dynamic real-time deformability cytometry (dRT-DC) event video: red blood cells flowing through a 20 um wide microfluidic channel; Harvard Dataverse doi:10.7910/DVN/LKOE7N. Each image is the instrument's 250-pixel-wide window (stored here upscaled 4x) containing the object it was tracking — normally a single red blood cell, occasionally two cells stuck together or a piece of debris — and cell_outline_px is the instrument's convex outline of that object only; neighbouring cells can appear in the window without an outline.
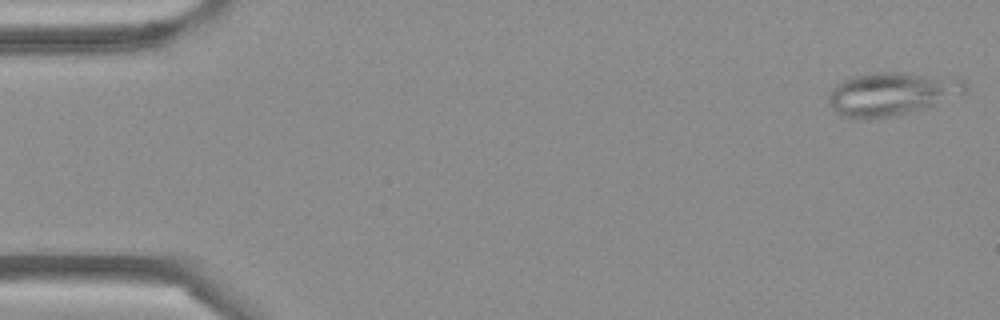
{"species": "Egyptian fruit bat (a non-hibernating species)", "species_latin": "Rousettus aegyptiacus", "temperature_condition": "cold", "stored_images_in_passage": 4, "camera_frame_rate_fps": 3000, "um_per_image_px": 0.085, "frame": {"image": 1, "passage_image": 1, "time_ms": 0.0, "image_size_px": [1000, 320], "cell_outline_px": [[968, 92], [964, 96], [928, 108], [896, 116], [872, 120], [852, 120], [836, 112], [828, 104], [828, 96], [832, 88], [836, 84], [848, 76], [876, 72], [904, 72], [960, 76], [968, 84]], "centroid_in_image_um": [75.9, 7.98], "position_along_channel_um": 9.1, "area_um2": 36.41}}